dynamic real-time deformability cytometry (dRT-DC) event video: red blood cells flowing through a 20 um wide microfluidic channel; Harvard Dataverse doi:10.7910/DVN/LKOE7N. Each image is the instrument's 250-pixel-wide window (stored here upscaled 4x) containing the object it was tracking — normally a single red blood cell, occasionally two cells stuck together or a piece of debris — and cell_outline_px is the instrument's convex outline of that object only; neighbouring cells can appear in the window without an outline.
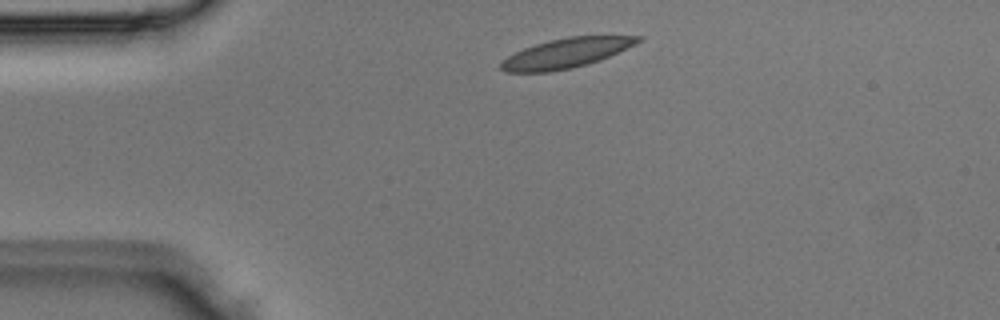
{"species": "Egyptian fruit bat (a non-hibernating species)", "species_latin": "Rousettus aegyptiacus", "temperature_condition": "room temperature", "stored_images_in_passage": 3, "camera_frame_rate_fps": 3000, "um_per_image_px": 0.085, "animal": {"sex": "male"}, "frame": {"image": 1, "passage_image": 1, "time_ms": 0.0, "image_size_px": [1000, 320], "cell_outline_px": [[644, 40], [600, 60], [588, 64], [572, 68], [548, 72], [504, 72], [500, 68], [500, 60], [524, 48], [536, 44], [568, 36], [644, 36]], "centroid_in_image_um": [48.12, 4.52], "position_along_channel_um": 36.9, "area_um2": 23.58}}
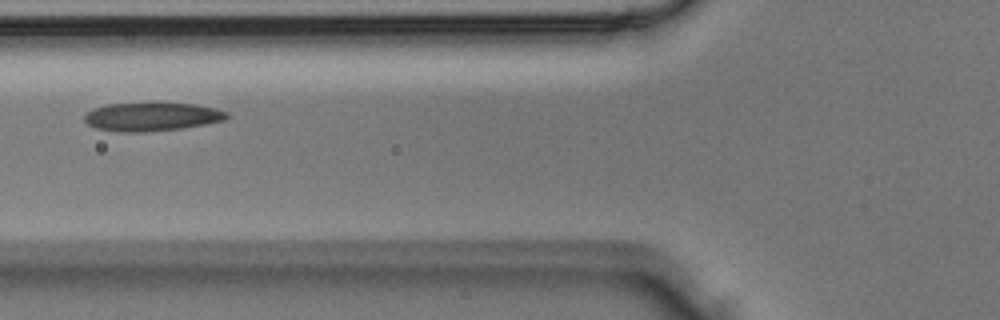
{"frame": {"image": 2, "passage_image": 3, "time_ms": 0.667, "image_size_px": [1000, 320], "cell_outline_px": [[228, 116], [224, 120], [204, 124], [180, 128], [144, 132], [124, 132], [96, 128], [88, 124], [84, 120], [84, 116], [92, 108], [108, 104], [196, 104], [216, 108], [228, 112]], "centroid_in_image_um": [12.89, 9.93], "position_along_channel_um": 112.9, "area_um2": 23.18}}